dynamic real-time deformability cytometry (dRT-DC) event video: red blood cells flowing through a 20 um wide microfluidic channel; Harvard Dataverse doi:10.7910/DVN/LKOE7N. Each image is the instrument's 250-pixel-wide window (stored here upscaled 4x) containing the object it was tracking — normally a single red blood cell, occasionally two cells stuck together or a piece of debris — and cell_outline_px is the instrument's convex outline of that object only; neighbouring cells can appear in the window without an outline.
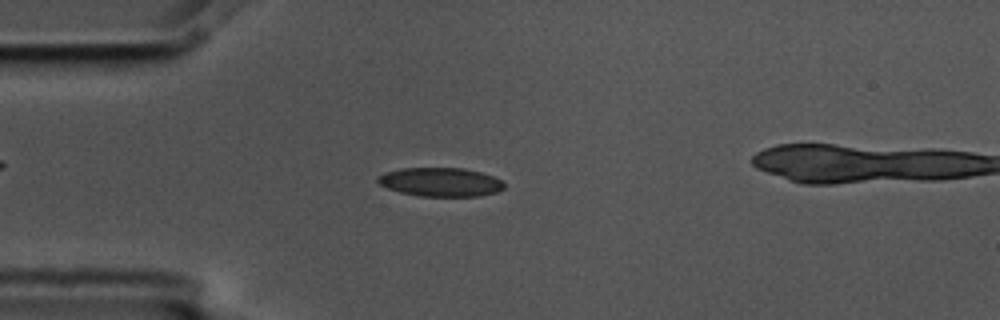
{"species": "common noctule bat (a hibernating species)", "species_latin": "Nyctalus noctula", "temperature_condition": "cold", "stored_images_in_passage": 11, "camera_frame_rate_fps": 3000, "um_per_image_px": 0.085, "animal": {"sex": "male", "body_mass_g": 17.5, "forearm_length_mm": 52.3}, "frame": {"image": 1, "passage_image": 5, "time_ms": 1.333, "image_size_px": [1000, 320], "cell_outline_px": [[504, 188], [496, 192], [480, 196], [420, 196], [400, 192], [388, 188], [380, 184], [376, 180], [376, 176], [400, 168], [464, 168], [480, 172], [492, 176], [500, 180], [504, 184]], "centroid_in_image_um": [37.43, 15.47], "position_along_channel_um": 47.6, "area_um2": 21.1}}